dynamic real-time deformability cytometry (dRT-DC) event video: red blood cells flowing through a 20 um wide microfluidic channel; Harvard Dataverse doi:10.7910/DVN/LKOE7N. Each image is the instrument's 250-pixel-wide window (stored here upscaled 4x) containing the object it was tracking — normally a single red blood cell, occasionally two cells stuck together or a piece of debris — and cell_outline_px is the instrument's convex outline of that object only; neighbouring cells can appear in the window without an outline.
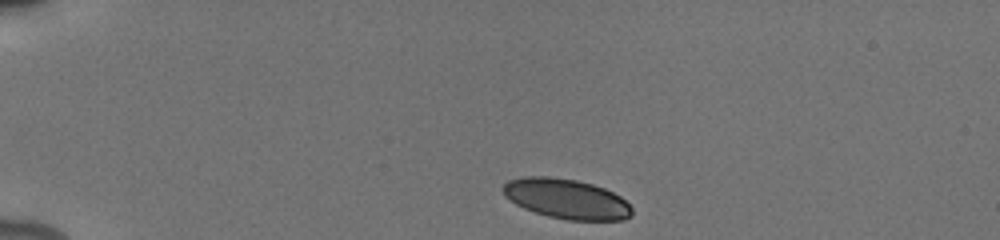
{"species": "human", "species_latin": "Homo sapiens", "temperature_condition": "cold", "stored_images_in_passage": 42, "camera_frame_rate_fps": 3000, "um_per_image_px": 0.085, "donor": {"sex": "male"}, "frame": {"image": 1, "passage_image": 1, "time_ms": 0.0, "image_size_px": [1000, 240], "cell_outline_px": [[632, 216], [624, 220], [568, 220], [548, 216], [524, 208], [516, 204], [504, 196], [504, 184], [508, 180], [524, 176], [548, 176], [576, 180], [592, 184], [604, 188], [620, 196], [632, 208]], "centroid_in_image_um": [48.15, 16.9], "position_along_channel_um": 36.8, "area_um2": 29.88}}
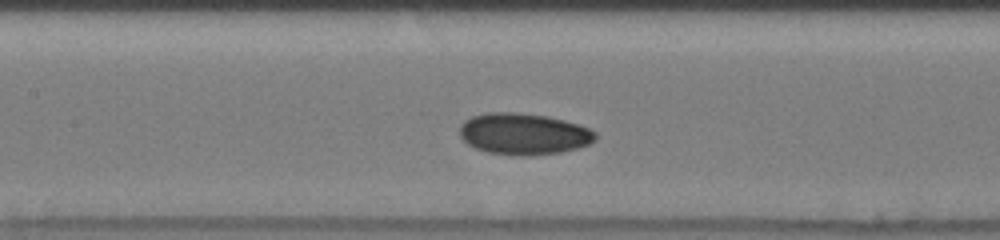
{"frame": {"image": 2, "passage_image": 16, "time_ms": 5.0, "image_size_px": [1000, 240], "cell_outline_px": [[596, 140], [588, 144], [576, 148], [560, 152], [532, 156], [516, 156], [488, 152], [476, 148], [468, 144], [460, 136], [460, 124], [464, 120], [472, 116], [488, 112], [516, 112], [548, 116], [564, 120], [588, 128], [596, 132]], "centroid_in_image_um": [44.49, 11.38], "position_along_channel_um": 162.9, "area_um2": 32.89}}
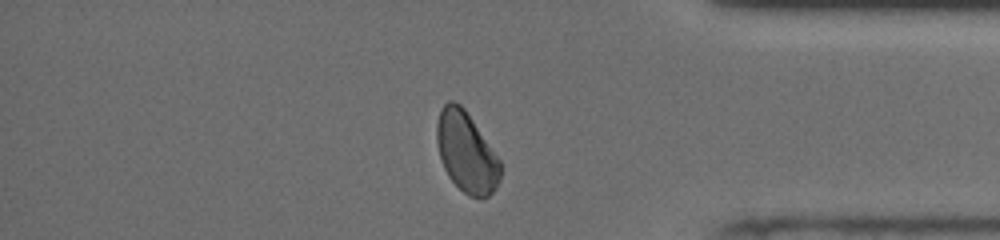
{"frame": {"image": 3, "passage_image": 35, "time_ms": 11.333, "image_size_px": [1000, 240], "cell_outline_px": [[504, 168], [500, 180], [496, 188], [488, 196], [480, 200], [468, 196], [448, 176], [444, 168], [440, 156], [436, 140], [436, 124], [440, 108], [448, 100], [452, 100], [460, 104], [464, 108], [504, 164]], "centroid_in_image_um": [39.68, 12.96], "position_along_channel_um": 395.5, "area_um2": 30.35}, "authors_computed_cell_mechanics": {"area_um2": 30.6629, "velocity_mm_per_s": 3.8968, "shape_relaxation_time_tau1_ms": 2.9689, "shape_relaxation_time_tau2_ms": 2.8072, "deformation_change_tau1": 0.0874, "deformation_change_tau2": 0.062}}